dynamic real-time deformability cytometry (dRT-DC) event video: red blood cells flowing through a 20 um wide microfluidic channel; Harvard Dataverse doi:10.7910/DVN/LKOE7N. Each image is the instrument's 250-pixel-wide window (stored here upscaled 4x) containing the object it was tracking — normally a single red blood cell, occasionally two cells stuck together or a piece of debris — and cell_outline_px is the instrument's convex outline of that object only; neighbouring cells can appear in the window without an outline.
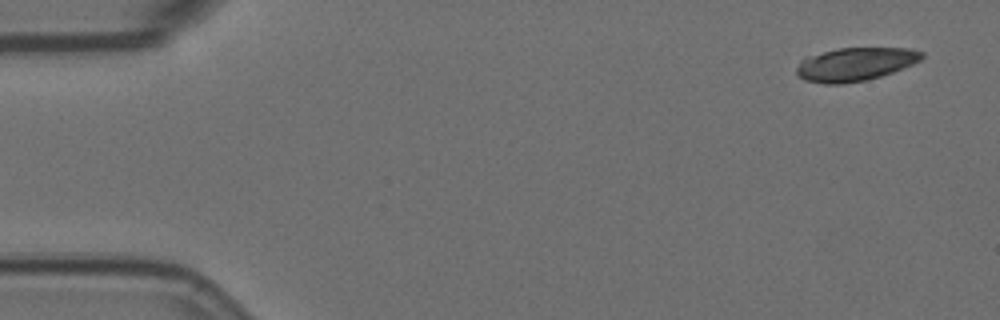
{"species": "Egyptian fruit bat (a non-hibernating species)", "species_latin": "Rousettus aegyptiacus", "temperature_condition": "room temperature", "stored_images_in_passage": 5, "camera_frame_rate_fps": 3000, "um_per_image_px": 0.085, "animal": {"sex": "female"}, "frame": {"image": 1, "passage_image": 5, "time_ms": 1.333, "image_size_px": [1000, 320], "cell_outline_px": [[924, 56], [920, 60], [912, 64], [892, 72], [868, 80], [844, 84], [824, 84], [804, 80], [796, 72], [796, 68], [800, 60], [824, 52], [840, 48], [912, 48], [924, 52]], "centroid_in_image_um": [72.71, 5.47], "position_along_channel_um": 12.3, "area_um2": 24.22}}